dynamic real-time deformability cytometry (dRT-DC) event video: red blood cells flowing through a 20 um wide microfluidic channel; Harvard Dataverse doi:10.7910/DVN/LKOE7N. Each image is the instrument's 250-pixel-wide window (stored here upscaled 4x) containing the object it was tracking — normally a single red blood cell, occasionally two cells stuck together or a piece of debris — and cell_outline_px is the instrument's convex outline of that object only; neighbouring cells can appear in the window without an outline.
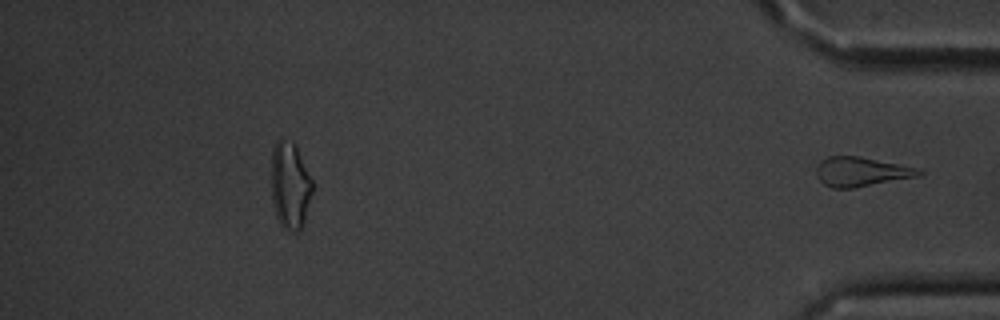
{"species": "common noctule bat (a hibernating species)", "species_latin": "Nyctalus noctula", "temperature_condition": "cold", "stored_images_in_passage": 49, "segment_of_instrument_passage": [2, 2], "camera_frame_rate_fps": 3000, "um_per_image_px": 0.085, "animal": {"sex": "male", "body_mass_g": 20.1, "forearm_length_mm": 53.5}, "frame": {"image": 1, "passage_image": 49, "time_ms": 16.0, "image_size_px": [1000, 320], "cell_outline_px": [[924, 172], [920, 176], [852, 188], [832, 188], [824, 184], [816, 176], [816, 164], [820, 160], [828, 156], [860, 156], [920, 168]], "centroid_in_image_um": [73.19, 14.58], "position_along_channel_um": 362.0, "area_um2": 17.74}}